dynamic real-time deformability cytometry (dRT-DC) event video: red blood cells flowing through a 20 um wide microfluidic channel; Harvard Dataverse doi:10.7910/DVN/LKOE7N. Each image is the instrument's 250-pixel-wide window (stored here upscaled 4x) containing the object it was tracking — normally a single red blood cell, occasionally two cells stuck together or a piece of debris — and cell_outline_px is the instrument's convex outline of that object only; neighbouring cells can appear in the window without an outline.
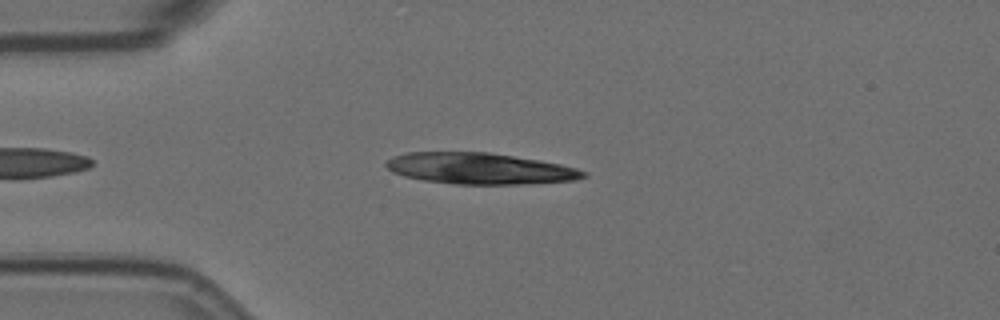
{"species": "Egyptian fruit bat (a non-hibernating species)", "species_latin": "Rousettus aegyptiacus", "temperature_condition": "room temperature", "stored_images_in_passage": 45, "camera_frame_rate_fps": 3000, "um_per_image_px": 0.085, "animal": {"sex": "female"}, "frame": {"image": 1, "passage_image": 7, "time_ms": 2.0, "image_size_px": [1000, 320], "cell_outline_px": [[588, 176], [576, 180], [524, 184], [456, 184], [424, 180], [404, 176], [392, 172], [384, 164], [392, 156], [408, 152], [488, 152], [540, 160], [560, 164], [576, 168], [588, 172]], "centroid_in_image_um": [40.8, 14.32], "position_along_channel_um": 44.2, "area_um2": 35.95}}